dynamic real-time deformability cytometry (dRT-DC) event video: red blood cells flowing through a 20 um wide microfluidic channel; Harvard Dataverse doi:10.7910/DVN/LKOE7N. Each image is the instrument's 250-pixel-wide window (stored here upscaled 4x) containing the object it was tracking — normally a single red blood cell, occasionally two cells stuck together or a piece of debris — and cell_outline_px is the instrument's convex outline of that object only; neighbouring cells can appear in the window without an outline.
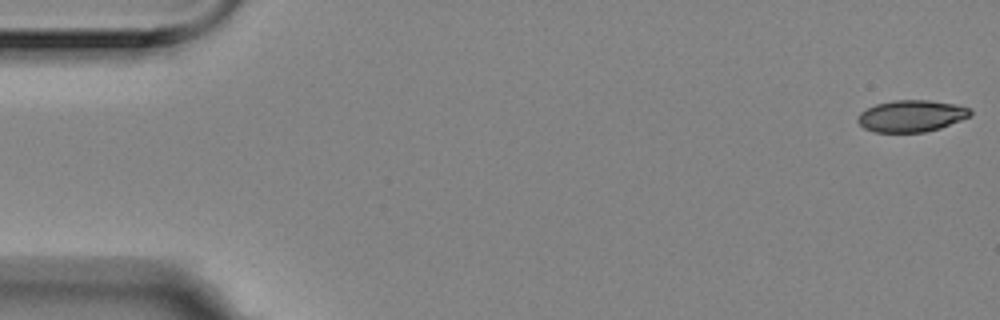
{"species": "Egyptian fruit bat (a non-hibernating species)", "species_latin": "Rousettus aegyptiacus", "temperature_condition": "room temperature", "stored_images_in_passage": 3, "camera_frame_rate_fps": 3000, "um_per_image_px": 0.085, "animal": {"sex": "female"}, "frame": {"image": 1, "passage_image": 1, "time_ms": 0.0, "image_size_px": [1000, 320], "cell_outline_px": [[972, 116], [940, 128], [924, 132], [876, 132], [864, 128], [856, 120], [860, 112], [876, 104], [892, 100], [928, 100], [956, 104], [972, 108]], "centroid_in_image_um": [77.5, 9.85], "position_along_channel_um": 7.5, "area_um2": 20.92}}